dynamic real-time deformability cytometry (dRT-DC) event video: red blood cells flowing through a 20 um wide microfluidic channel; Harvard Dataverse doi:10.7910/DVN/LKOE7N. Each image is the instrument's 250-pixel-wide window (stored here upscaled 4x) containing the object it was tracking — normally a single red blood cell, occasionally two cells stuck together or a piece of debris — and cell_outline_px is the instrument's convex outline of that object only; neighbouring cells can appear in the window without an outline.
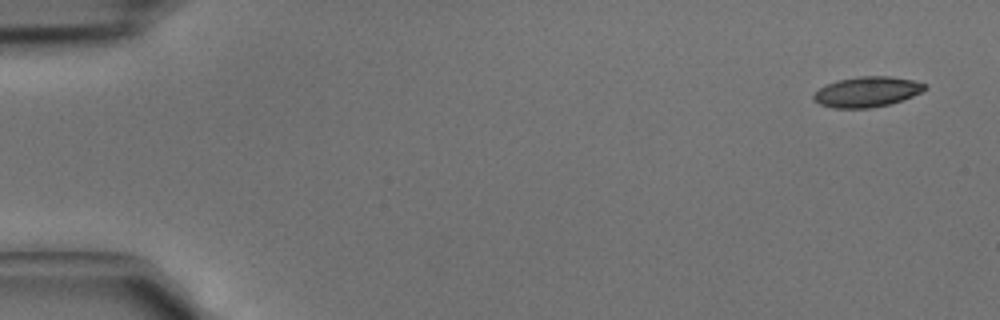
{"species": "common noctule bat (a hibernating species)", "species_latin": "Nyctalus noctula", "temperature_condition": "cold", "stored_images_in_passage": 5, "segment_of_instrument_passage": [2, 2], "camera_frame_rate_fps": 3000, "um_per_image_px": 0.085, "animal": {"sex": "male", "body_mass_g": 15.6}, "frame": {"image": 1, "passage_image": 5, "time_ms": 1.333, "image_size_px": [1000, 320], "cell_outline_px": [[928, 88], [912, 96], [888, 104], [868, 108], [832, 108], [820, 104], [812, 100], [812, 96], [824, 84], [836, 80], [860, 76], [892, 76], [912, 80], [928, 84]], "centroid_in_image_um": [73.67, 7.79], "position_along_channel_um": 11.3, "area_um2": 19.71}}